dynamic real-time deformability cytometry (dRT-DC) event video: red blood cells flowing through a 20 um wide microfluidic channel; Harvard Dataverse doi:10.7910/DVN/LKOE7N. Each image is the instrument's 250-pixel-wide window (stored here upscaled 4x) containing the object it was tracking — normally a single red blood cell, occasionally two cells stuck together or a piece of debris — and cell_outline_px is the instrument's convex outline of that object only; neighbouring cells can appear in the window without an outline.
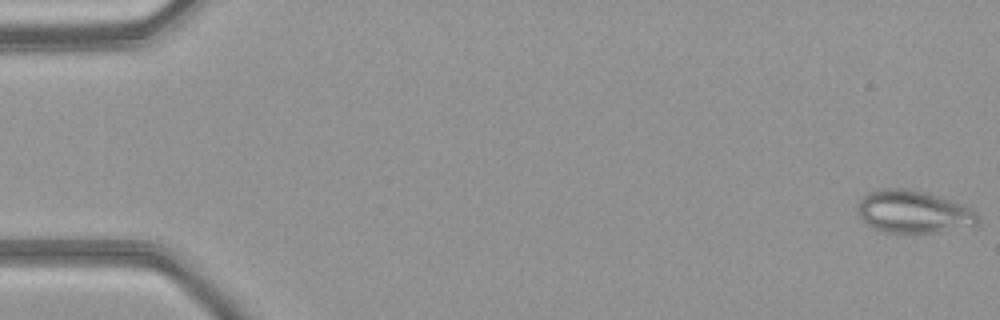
{"species": "common noctule bat (a hibernating species)", "species_latin": "Nyctalus noctula", "temperature_condition": "warm", "stored_images_in_passage": 50, "camera_frame_rate_fps": 3000, "um_per_image_px": 0.085, "animal": {"sex": "female", "body_mass_g": 21.9}, "frame": {"image": 1, "passage_image": 1, "time_ms": 0.0, "image_size_px": [1000, 320], "cell_outline_px": [[980, 220], [976, 224], [940, 232], [884, 232], [868, 224], [856, 212], [856, 204], [868, 192], [880, 188], [908, 188], [928, 192], [964, 204], [972, 208], [980, 216]], "centroid_in_image_um": [77.65, 17.97], "position_along_channel_um": 7.3, "area_um2": 30.06}}
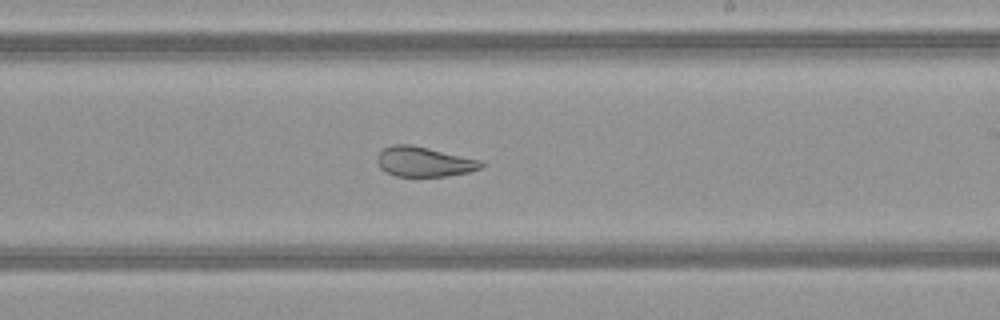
{"frame": {"image": 2, "passage_image": 30, "time_ms": 9.667, "image_size_px": [1000, 320], "cell_outline_px": [[484, 164], [480, 168], [468, 172], [444, 176], [396, 176], [380, 168], [376, 160], [376, 156], [384, 148], [392, 144], [412, 144], [484, 160]], "centroid_in_image_um": [36.06, 13.73], "position_along_channel_um": 252.9, "area_um2": 18.26}}
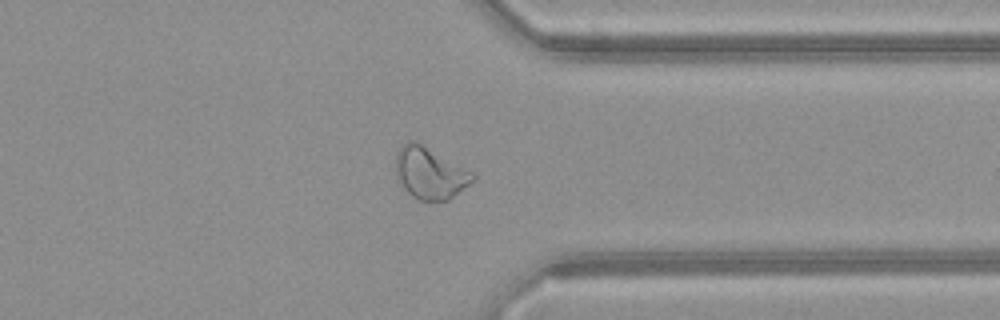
{"frame": {"image": 3, "passage_image": 39, "time_ms": 12.667, "image_size_px": [1000, 320], "cell_outline_px": [[476, 176], [468, 184], [448, 200], [420, 200], [412, 196], [404, 188], [396, 172], [396, 152], [408, 140], [416, 140], [476, 172]], "centroid_in_image_um": [36.57, 14.66], "position_along_channel_um": 374.8, "area_um2": 23.18}, "authors_computed_cell_mechanics": {"area_um2": 25.432, "velocity_mm_per_s": 4.1616, "shape_relaxation_time_tau1_ms": null, "shape_relaxation_time_tau2_ms": 1.2264, "deformation_change_tau1": null, "deformation_change_tau2": 0.0747}}